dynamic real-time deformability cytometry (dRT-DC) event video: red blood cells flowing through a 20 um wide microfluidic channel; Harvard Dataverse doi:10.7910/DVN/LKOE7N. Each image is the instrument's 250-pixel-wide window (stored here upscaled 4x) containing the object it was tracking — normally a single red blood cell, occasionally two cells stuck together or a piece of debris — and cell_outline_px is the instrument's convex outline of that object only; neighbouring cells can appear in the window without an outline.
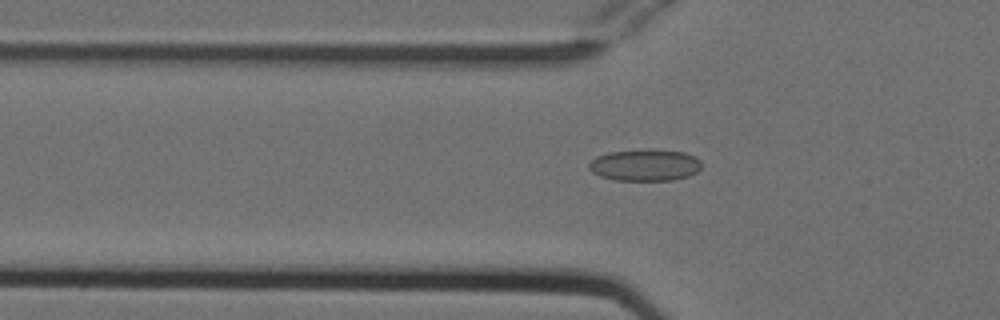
{"species": "Egyptian fruit bat (a non-hibernating species)", "species_latin": "Rousettus aegyptiacus", "temperature_condition": "cold", "stored_images_in_passage": 41, "camera_frame_rate_fps": 3000, "um_per_image_px": 0.085, "animal": {"sex": "female"}, "frame": {"image": 1, "passage_image": 5, "time_ms": 1.333, "image_size_px": [1000, 320], "cell_outline_px": [[700, 168], [696, 172], [688, 176], [672, 180], [612, 180], [600, 176], [592, 172], [588, 168], [588, 164], [596, 156], [608, 152], [684, 152], [696, 156], [700, 160]], "centroid_in_image_um": [54.79, 14.08], "position_along_channel_um": 71.0, "area_um2": 20.0}}
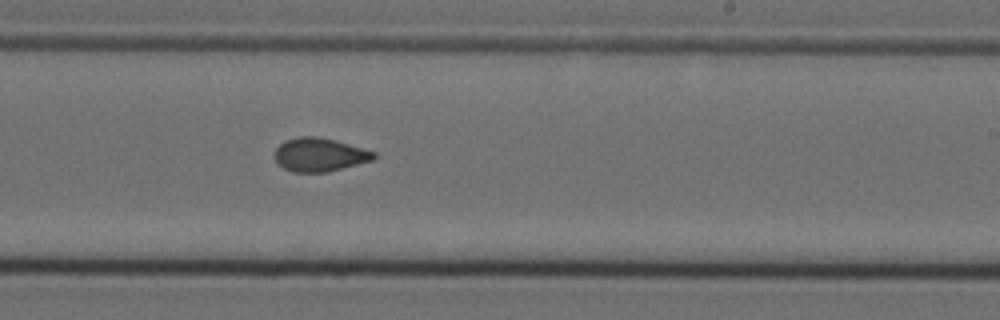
{"frame": {"image": 2, "passage_image": 20, "time_ms": 6.333, "image_size_px": [1000, 320], "cell_outline_px": [[376, 156], [372, 160], [328, 172], [292, 172], [284, 168], [276, 160], [276, 148], [284, 140], [300, 136], [316, 136], [348, 144], [376, 152]], "centroid_in_image_um": [27.15, 13.15], "position_along_channel_um": 261.8, "area_um2": 19.07}}
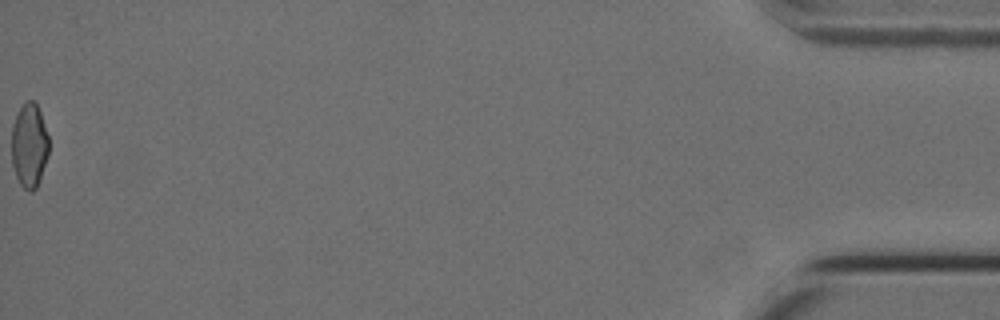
{"frame": {"image": 3, "passage_image": 41, "time_ms": 13.333, "image_size_px": [1000, 320], "cell_outline_px": [[48, 156], [36, 188], [32, 192], [28, 192], [20, 184], [16, 176], [12, 164], [12, 124], [20, 108], [28, 100], [36, 100], [48, 136]], "centroid_in_image_um": [2.48, 12.37], "position_along_channel_um": 432.7, "area_um2": 18.21}, "authors_computed_cell_mechanics": {"area_um2": 19.1896, "velocity_mm_per_s": 3.8062, "shape_relaxation_time_tau1_ms": null, "shape_relaxation_time_tau2_ms": 2.136, "deformation_change_tau1": null, "deformation_change_tau2": 0.0621}}